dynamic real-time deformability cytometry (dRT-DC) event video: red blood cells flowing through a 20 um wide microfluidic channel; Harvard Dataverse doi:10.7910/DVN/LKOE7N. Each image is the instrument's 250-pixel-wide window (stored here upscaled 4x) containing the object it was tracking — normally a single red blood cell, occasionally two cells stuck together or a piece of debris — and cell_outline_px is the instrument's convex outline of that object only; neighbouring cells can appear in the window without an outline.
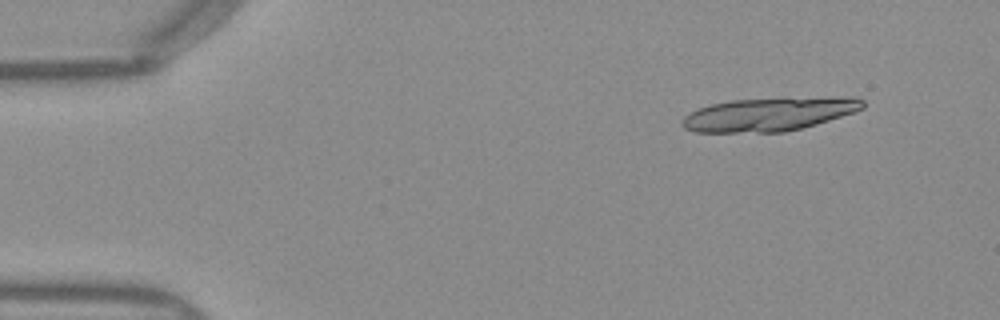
{"species": "Egyptian fruit bat (a non-hibernating species)", "species_latin": "Rousettus aegyptiacus", "temperature_condition": "warm", "stored_images_in_passage": 14, "camera_frame_rate_fps": 3000, "um_per_image_px": 0.085, "frame": {"image": 1, "passage_image": 2, "time_ms": 0.333, "image_size_px": [1000, 320], "cell_outline_px": [[864, 108], [816, 124], [784, 132], [696, 132], [684, 128], [680, 124], [680, 120], [684, 116], [700, 108], [712, 104], [728, 100], [852, 96], [856, 96], [864, 100]], "centroid_in_image_um": [65.37, 9.7], "position_along_channel_um": 19.6, "area_um2": 35.08}}